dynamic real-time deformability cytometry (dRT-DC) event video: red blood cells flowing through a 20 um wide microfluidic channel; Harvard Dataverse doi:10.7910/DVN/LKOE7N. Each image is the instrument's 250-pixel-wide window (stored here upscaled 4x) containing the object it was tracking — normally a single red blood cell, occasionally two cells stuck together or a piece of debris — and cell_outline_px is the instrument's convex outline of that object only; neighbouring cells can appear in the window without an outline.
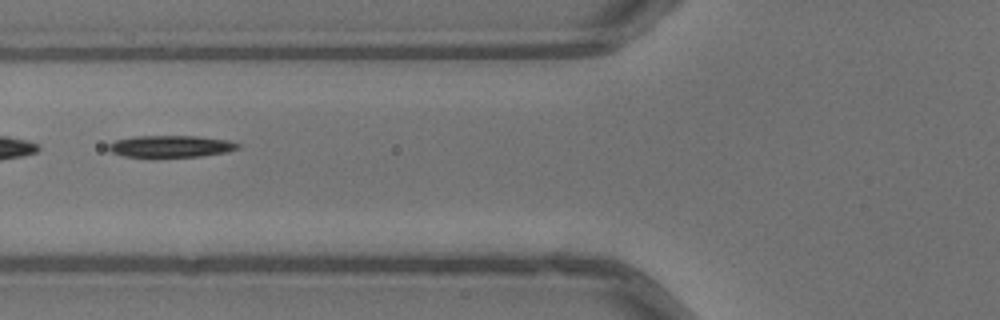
{"species": "common noctule bat (a hibernating species)", "species_latin": "Nyctalus noctula", "temperature_condition": "warm", "stored_images_in_passage": 33, "segment_of_instrument_passage": [2, 2], "camera_frame_rate_fps": 3000, "um_per_image_px": 0.085, "animal": {"sex": "male", "body_mass_g": 13.3}, "frame": {"image": 1, "passage_image": 7, "time_ms": 2.0, "image_size_px": [1000, 320], "cell_outline_px": [[240, 148], [224, 152], [200, 156], [124, 156], [112, 152], [108, 148], [108, 144], [116, 140], [136, 136], [196, 136], [228, 140], [240, 144]], "centroid_in_image_um": [14.53, 12.42], "position_along_channel_um": 111.3, "area_um2": 16.07}}
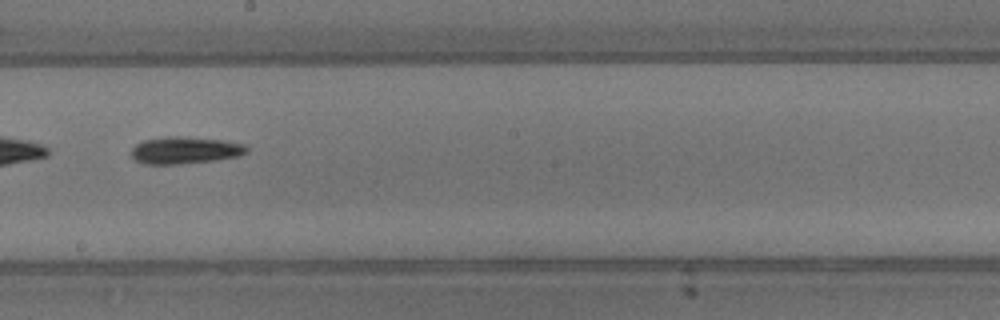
{"frame": {"image": 2, "passage_image": 16, "time_ms": 5.0, "image_size_px": [1000, 320], "cell_outline_px": [[248, 152], [236, 156], [216, 160], [176, 164], [144, 164], [136, 160], [132, 156], [132, 148], [136, 144], [144, 140], [168, 136], [176, 136], [224, 140], [244, 144], [248, 148]], "centroid_in_image_um": [15.73, 12.77], "position_along_channel_um": 232.5, "area_um2": 18.03}}
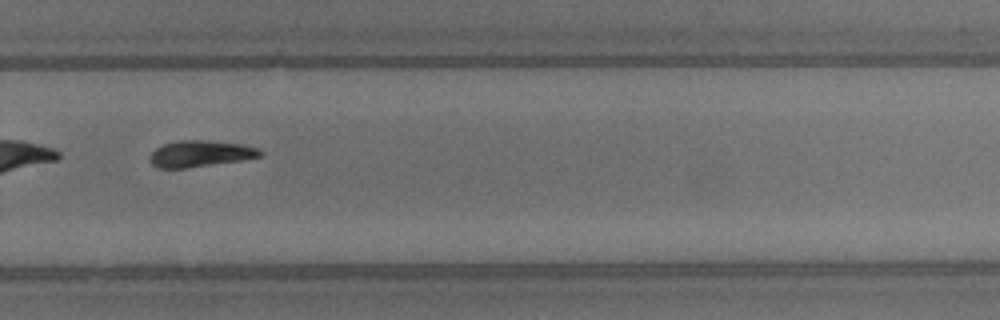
{"frame": {"image": 3, "passage_image": 22, "time_ms": 7.0, "image_size_px": [1000, 320], "cell_outline_px": [[264, 152], [260, 156], [244, 160], [188, 168], [160, 168], [152, 164], [152, 152], [156, 148], [164, 144], [176, 140], [204, 140], [240, 144], [256, 148]], "centroid_in_image_um": [17.05, 13.06], "position_along_channel_um": 312.8, "area_um2": 16.76}}